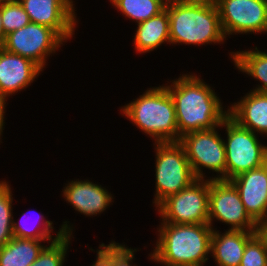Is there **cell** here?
I'll use <instances>...</instances> for the list:
<instances>
[{
	"label": "cell",
	"instance_id": "8fae6325",
	"mask_svg": "<svg viewBox=\"0 0 267 266\" xmlns=\"http://www.w3.org/2000/svg\"><path fill=\"white\" fill-rule=\"evenodd\" d=\"M217 8L223 32H267V0H218Z\"/></svg>",
	"mask_w": 267,
	"mask_h": 266
},
{
	"label": "cell",
	"instance_id": "7402d4cb",
	"mask_svg": "<svg viewBox=\"0 0 267 266\" xmlns=\"http://www.w3.org/2000/svg\"><path fill=\"white\" fill-rule=\"evenodd\" d=\"M11 194V188L6 181H0V248L13 238Z\"/></svg>",
	"mask_w": 267,
	"mask_h": 266
},
{
	"label": "cell",
	"instance_id": "cb8c5ba5",
	"mask_svg": "<svg viewBox=\"0 0 267 266\" xmlns=\"http://www.w3.org/2000/svg\"><path fill=\"white\" fill-rule=\"evenodd\" d=\"M70 234H64L61 238L45 246L38 258L29 266H62L70 243Z\"/></svg>",
	"mask_w": 267,
	"mask_h": 266
},
{
	"label": "cell",
	"instance_id": "603a6c76",
	"mask_svg": "<svg viewBox=\"0 0 267 266\" xmlns=\"http://www.w3.org/2000/svg\"><path fill=\"white\" fill-rule=\"evenodd\" d=\"M25 216V213L22 214V217ZM43 220L42 228L38 229H32L28 228L25 224H21L17 222H13V237H19V238H27V239H33V240H49L50 242H53L59 238H61L64 234H70L72 228L70 225H68L67 221L64 222L62 227L59 229V232H57V235L54 239H52L51 232H53L52 222L49 220H45L42 215L39 216ZM66 223V224H65ZM25 225V226H24ZM40 229V230H39ZM52 240V241H51Z\"/></svg>",
	"mask_w": 267,
	"mask_h": 266
},
{
	"label": "cell",
	"instance_id": "4fadbf2b",
	"mask_svg": "<svg viewBox=\"0 0 267 266\" xmlns=\"http://www.w3.org/2000/svg\"><path fill=\"white\" fill-rule=\"evenodd\" d=\"M249 216L261 227L267 221V163L230 180Z\"/></svg>",
	"mask_w": 267,
	"mask_h": 266
},
{
	"label": "cell",
	"instance_id": "5b68a950",
	"mask_svg": "<svg viewBox=\"0 0 267 266\" xmlns=\"http://www.w3.org/2000/svg\"><path fill=\"white\" fill-rule=\"evenodd\" d=\"M155 144L156 194L153 203L158 206L167 197L191 185L197 178L179 142H155Z\"/></svg>",
	"mask_w": 267,
	"mask_h": 266
},
{
	"label": "cell",
	"instance_id": "f546056e",
	"mask_svg": "<svg viewBox=\"0 0 267 266\" xmlns=\"http://www.w3.org/2000/svg\"><path fill=\"white\" fill-rule=\"evenodd\" d=\"M5 101L7 100L0 98V136H1L2 130H4L3 126L5 123L4 122V113H5L4 109H5V104H6Z\"/></svg>",
	"mask_w": 267,
	"mask_h": 266
},
{
	"label": "cell",
	"instance_id": "f1b7e54d",
	"mask_svg": "<svg viewBox=\"0 0 267 266\" xmlns=\"http://www.w3.org/2000/svg\"><path fill=\"white\" fill-rule=\"evenodd\" d=\"M218 0H177V3L183 5H202V6H209V5H217Z\"/></svg>",
	"mask_w": 267,
	"mask_h": 266
},
{
	"label": "cell",
	"instance_id": "d4e9b609",
	"mask_svg": "<svg viewBox=\"0 0 267 266\" xmlns=\"http://www.w3.org/2000/svg\"><path fill=\"white\" fill-rule=\"evenodd\" d=\"M1 15L4 34L19 30L29 24V15L18 0L1 3Z\"/></svg>",
	"mask_w": 267,
	"mask_h": 266
},
{
	"label": "cell",
	"instance_id": "6da1fadb",
	"mask_svg": "<svg viewBox=\"0 0 267 266\" xmlns=\"http://www.w3.org/2000/svg\"><path fill=\"white\" fill-rule=\"evenodd\" d=\"M175 106L180 136L192 131L218 128L228 116L219 97L196 75H182L166 86Z\"/></svg>",
	"mask_w": 267,
	"mask_h": 266
},
{
	"label": "cell",
	"instance_id": "4316f807",
	"mask_svg": "<svg viewBox=\"0 0 267 266\" xmlns=\"http://www.w3.org/2000/svg\"><path fill=\"white\" fill-rule=\"evenodd\" d=\"M134 251L136 249L133 250L113 242V266H132L130 262L134 258Z\"/></svg>",
	"mask_w": 267,
	"mask_h": 266
},
{
	"label": "cell",
	"instance_id": "2e32d148",
	"mask_svg": "<svg viewBox=\"0 0 267 266\" xmlns=\"http://www.w3.org/2000/svg\"><path fill=\"white\" fill-rule=\"evenodd\" d=\"M228 115L240 126L267 135V93L252 90L228 109Z\"/></svg>",
	"mask_w": 267,
	"mask_h": 266
},
{
	"label": "cell",
	"instance_id": "7a4b0ae2",
	"mask_svg": "<svg viewBox=\"0 0 267 266\" xmlns=\"http://www.w3.org/2000/svg\"><path fill=\"white\" fill-rule=\"evenodd\" d=\"M213 230L210 224L161 223L150 257L166 266H203L209 259Z\"/></svg>",
	"mask_w": 267,
	"mask_h": 266
},
{
	"label": "cell",
	"instance_id": "277c9868",
	"mask_svg": "<svg viewBox=\"0 0 267 266\" xmlns=\"http://www.w3.org/2000/svg\"><path fill=\"white\" fill-rule=\"evenodd\" d=\"M165 8L169 15L170 44H215L223 43L226 38L217 5H183L175 2Z\"/></svg>",
	"mask_w": 267,
	"mask_h": 266
},
{
	"label": "cell",
	"instance_id": "9c48e42d",
	"mask_svg": "<svg viewBox=\"0 0 267 266\" xmlns=\"http://www.w3.org/2000/svg\"><path fill=\"white\" fill-rule=\"evenodd\" d=\"M217 219L230 224V230L260 231L249 216L237 188L230 180L209 179L208 221Z\"/></svg>",
	"mask_w": 267,
	"mask_h": 266
},
{
	"label": "cell",
	"instance_id": "8992f818",
	"mask_svg": "<svg viewBox=\"0 0 267 266\" xmlns=\"http://www.w3.org/2000/svg\"><path fill=\"white\" fill-rule=\"evenodd\" d=\"M220 126L227 131L226 180L267 163V146L260 144L256 133L240 126L229 115Z\"/></svg>",
	"mask_w": 267,
	"mask_h": 266
},
{
	"label": "cell",
	"instance_id": "30bf717a",
	"mask_svg": "<svg viewBox=\"0 0 267 266\" xmlns=\"http://www.w3.org/2000/svg\"><path fill=\"white\" fill-rule=\"evenodd\" d=\"M63 42L64 39L54 29L30 22L6 35L1 47L10 53L30 59L43 69L45 58L54 53Z\"/></svg>",
	"mask_w": 267,
	"mask_h": 266
},
{
	"label": "cell",
	"instance_id": "ba28073f",
	"mask_svg": "<svg viewBox=\"0 0 267 266\" xmlns=\"http://www.w3.org/2000/svg\"><path fill=\"white\" fill-rule=\"evenodd\" d=\"M190 167L197 179H203L202 167L217 172L211 179L226 180L225 141L216 128L192 131L180 137Z\"/></svg>",
	"mask_w": 267,
	"mask_h": 266
},
{
	"label": "cell",
	"instance_id": "d6986e66",
	"mask_svg": "<svg viewBox=\"0 0 267 266\" xmlns=\"http://www.w3.org/2000/svg\"><path fill=\"white\" fill-rule=\"evenodd\" d=\"M41 241L47 240L13 237L0 248V266H29L45 247Z\"/></svg>",
	"mask_w": 267,
	"mask_h": 266
},
{
	"label": "cell",
	"instance_id": "44dd1931",
	"mask_svg": "<svg viewBox=\"0 0 267 266\" xmlns=\"http://www.w3.org/2000/svg\"><path fill=\"white\" fill-rule=\"evenodd\" d=\"M126 17L138 24L158 15L165 9L159 0H110Z\"/></svg>",
	"mask_w": 267,
	"mask_h": 266
},
{
	"label": "cell",
	"instance_id": "7c38bea8",
	"mask_svg": "<svg viewBox=\"0 0 267 266\" xmlns=\"http://www.w3.org/2000/svg\"><path fill=\"white\" fill-rule=\"evenodd\" d=\"M32 23L54 29L65 41L70 39L76 25L72 0H18Z\"/></svg>",
	"mask_w": 267,
	"mask_h": 266
},
{
	"label": "cell",
	"instance_id": "ffe728a7",
	"mask_svg": "<svg viewBox=\"0 0 267 266\" xmlns=\"http://www.w3.org/2000/svg\"><path fill=\"white\" fill-rule=\"evenodd\" d=\"M255 50L237 51L231 53V58L240 71L262 82V85H258L253 91L267 93V53L259 51L257 47Z\"/></svg>",
	"mask_w": 267,
	"mask_h": 266
},
{
	"label": "cell",
	"instance_id": "4dcf8cb0",
	"mask_svg": "<svg viewBox=\"0 0 267 266\" xmlns=\"http://www.w3.org/2000/svg\"><path fill=\"white\" fill-rule=\"evenodd\" d=\"M6 35L4 34V29L2 25V15H1V3H0V46L3 45Z\"/></svg>",
	"mask_w": 267,
	"mask_h": 266
},
{
	"label": "cell",
	"instance_id": "ac0fdd59",
	"mask_svg": "<svg viewBox=\"0 0 267 266\" xmlns=\"http://www.w3.org/2000/svg\"><path fill=\"white\" fill-rule=\"evenodd\" d=\"M137 25L134 38L136 51L146 53L158 48L164 41L170 43L169 15L166 8L158 15Z\"/></svg>",
	"mask_w": 267,
	"mask_h": 266
},
{
	"label": "cell",
	"instance_id": "52a82bcc",
	"mask_svg": "<svg viewBox=\"0 0 267 266\" xmlns=\"http://www.w3.org/2000/svg\"><path fill=\"white\" fill-rule=\"evenodd\" d=\"M209 179H197L163 200L157 207L162 223L209 224Z\"/></svg>",
	"mask_w": 267,
	"mask_h": 266
},
{
	"label": "cell",
	"instance_id": "836d02e7",
	"mask_svg": "<svg viewBox=\"0 0 267 266\" xmlns=\"http://www.w3.org/2000/svg\"><path fill=\"white\" fill-rule=\"evenodd\" d=\"M11 1H15V0H0V3L11 2Z\"/></svg>",
	"mask_w": 267,
	"mask_h": 266
},
{
	"label": "cell",
	"instance_id": "e0dca14e",
	"mask_svg": "<svg viewBox=\"0 0 267 266\" xmlns=\"http://www.w3.org/2000/svg\"><path fill=\"white\" fill-rule=\"evenodd\" d=\"M259 231L228 230L224 234L213 230L212 256L218 266H239L247 242Z\"/></svg>",
	"mask_w": 267,
	"mask_h": 266
},
{
	"label": "cell",
	"instance_id": "484cf974",
	"mask_svg": "<svg viewBox=\"0 0 267 266\" xmlns=\"http://www.w3.org/2000/svg\"><path fill=\"white\" fill-rule=\"evenodd\" d=\"M239 266H267V237L261 231L247 242Z\"/></svg>",
	"mask_w": 267,
	"mask_h": 266
},
{
	"label": "cell",
	"instance_id": "3957f363",
	"mask_svg": "<svg viewBox=\"0 0 267 266\" xmlns=\"http://www.w3.org/2000/svg\"><path fill=\"white\" fill-rule=\"evenodd\" d=\"M145 92L121 108L122 113L156 142H179L175 106L166 86Z\"/></svg>",
	"mask_w": 267,
	"mask_h": 266
},
{
	"label": "cell",
	"instance_id": "83f0119b",
	"mask_svg": "<svg viewBox=\"0 0 267 266\" xmlns=\"http://www.w3.org/2000/svg\"><path fill=\"white\" fill-rule=\"evenodd\" d=\"M99 248L96 262L92 266H113V241L107 246L102 243Z\"/></svg>",
	"mask_w": 267,
	"mask_h": 266
},
{
	"label": "cell",
	"instance_id": "d6a6232c",
	"mask_svg": "<svg viewBox=\"0 0 267 266\" xmlns=\"http://www.w3.org/2000/svg\"><path fill=\"white\" fill-rule=\"evenodd\" d=\"M260 231L267 237V221L261 226Z\"/></svg>",
	"mask_w": 267,
	"mask_h": 266
},
{
	"label": "cell",
	"instance_id": "9a60e30c",
	"mask_svg": "<svg viewBox=\"0 0 267 266\" xmlns=\"http://www.w3.org/2000/svg\"><path fill=\"white\" fill-rule=\"evenodd\" d=\"M63 196L74 208L84 215L92 216L106 210L112 202V195L89 180L72 181L64 187Z\"/></svg>",
	"mask_w": 267,
	"mask_h": 266
},
{
	"label": "cell",
	"instance_id": "1f68e13d",
	"mask_svg": "<svg viewBox=\"0 0 267 266\" xmlns=\"http://www.w3.org/2000/svg\"><path fill=\"white\" fill-rule=\"evenodd\" d=\"M162 4H164L165 6H168L169 3L170 5H172L173 3L177 2V0H159Z\"/></svg>",
	"mask_w": 267,
	"mask_h": 266
},
{
	"label": "cell",
	"instance_id": "5bb4252c",
	"mask_svg": "<svg viewBox=\"0 0 267 266\" xmlns=\"http://www.w3.org/2000/svg\"><path fill=\"white\" fill-rule=\"evenodd\" d=\"M42 69L28 58L10 53L0 46V98L23 90Z\"/></svg>",
	"mask_w": 267,
	"mask_h": 266
}]
</instances>
